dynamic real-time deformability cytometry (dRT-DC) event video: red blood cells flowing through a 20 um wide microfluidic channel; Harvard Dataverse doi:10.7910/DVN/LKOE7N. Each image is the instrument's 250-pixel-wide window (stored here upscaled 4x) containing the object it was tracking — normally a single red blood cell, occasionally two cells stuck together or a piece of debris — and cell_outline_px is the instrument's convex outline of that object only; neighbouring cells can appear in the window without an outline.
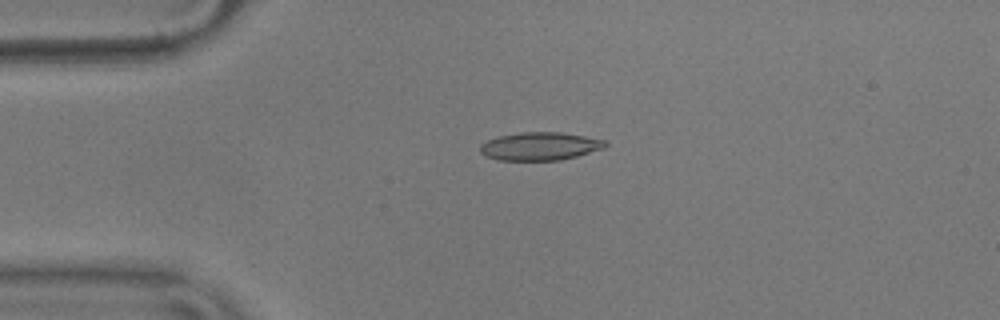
{"species": "common noctule bat (a hibernating species)", "species_latin": "Nyctalus noctula", "temperature_condition": "warm", "stored_images_in_passage": 48, "camera_frame_rate_fps": 3000, "um_per_image_px": 0.085, "animal": {"sex": "male", "body_mass_g": 17.9}, "frame": {"image": 1, "passage_image": 5, "time_ms": 1.333, "image_size_px": [1000, 320], "cell_outline_px": [[608, 144], [604, 148], [576, 156], [560, 160], [500, 160], [484, 156], [480, 152], [480, 144], [488, 140], [500, 136], [520, 132], [560, 132], [608, 140]], "centroid_in_image_um": [45.9, 12.43], "position_along_channel_um": 39.1, "area_um2": 20.46}}
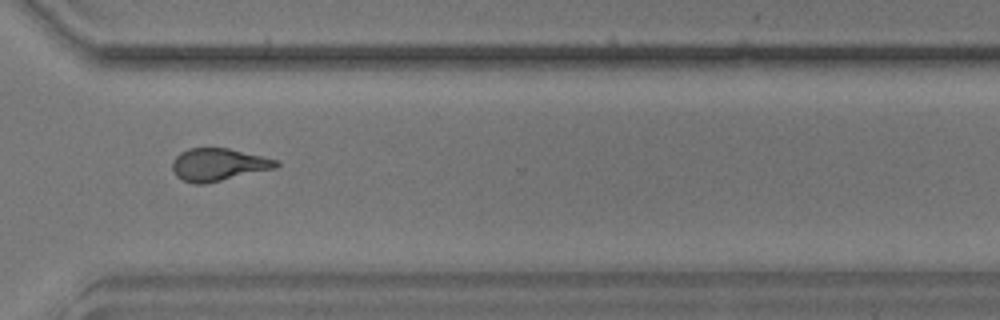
{"frame": {"image": 2, "passage_image": 33, "time_ms": 10.667, "image_size_px": [1000, 320], "cell_outline_px": [[280, 164], [276, 168], [204, 184], [196, 184], [184, 180], [176, 176], [172, 168], [172, 160], [180, 152], [188, 148], [228, 148], [280, 160]], "centroid_in_image_um": [18.57, 13.98], "position_along_channel_um": 352.0, "area_um2": 19.71}}
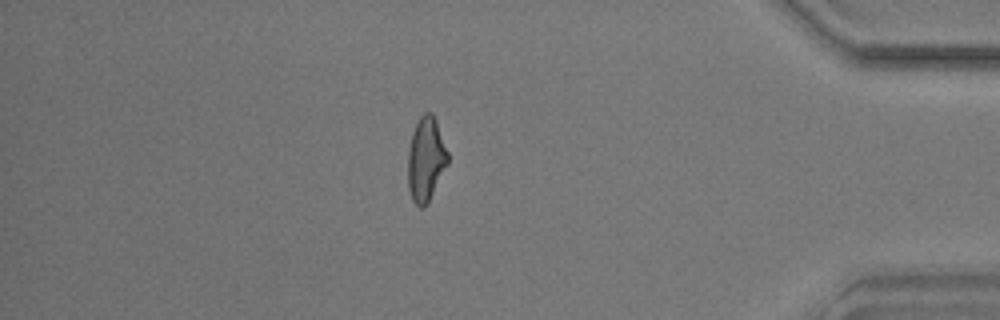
{"frame": {"image": 3, "passage_image": 40, "time_ms": 13.0, "image_size_px": [1000, 320], "cell_outline_px": [[448, 164], [428, 204], [424, 208], [420, 208], [412, 200], [408, 188], [408, 152], [412, 132], [420, 116], [424, 112], [432, 112], [436, 120], [448, 152]], "centroid_in_image_um": [36.2, 13.56], "position_along_channel_um": 399.0, "area_um2": 19.77}, "authors_computed_cell_mechanics": {"area_um2": 19.7676, "velocity_mm_per_s": 3.6287, "shape_relaxation_time_tau1_ms": 9.0243, "shape_relaxation_time_tau2_ms": 1.7519, "deformation_change_tau1": 0.2119, "deformation_change_tau2": 0.0847}}